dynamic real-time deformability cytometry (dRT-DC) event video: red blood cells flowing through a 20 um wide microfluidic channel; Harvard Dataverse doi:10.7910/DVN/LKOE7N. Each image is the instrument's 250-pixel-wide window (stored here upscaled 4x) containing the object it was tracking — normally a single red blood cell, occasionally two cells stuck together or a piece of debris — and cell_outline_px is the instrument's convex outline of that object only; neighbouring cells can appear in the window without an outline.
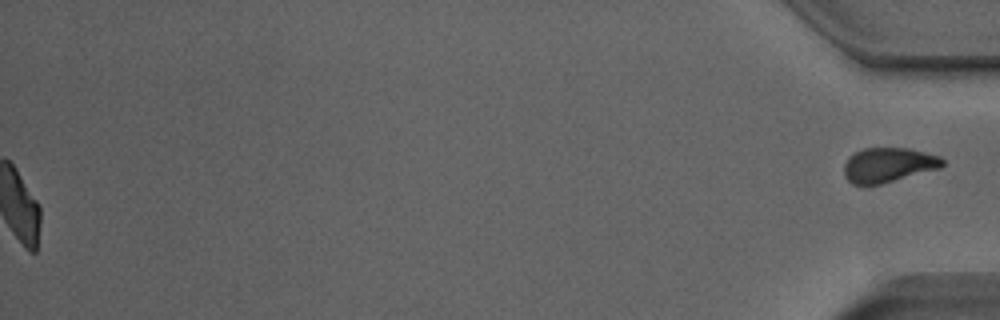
{"species": "Egyptian fruit bat (a non-hibernating species)", "species_latin": "Rousettus aegyptiacus", "temperature_condition": "room temperature", "stored_images_in_passage": 43, "segment_of_instrument_passage": [2, 2], "camera_frame_rate_fps": 3000, "um_per_image_px": 0.085, "animal": {"sex": "male"}, "frame": {"image": 1, "passage_image": 43, "time_ms": 14.0, "image_size_px": [1000, 320], "cell_outline_px": [[944, 164], [940, 168], [880, 184], [852, 184], [844, 176], [844, 164], [848, 156], [864, 148], [908, 148], [940, 156], [944, 160]], "centroid_in_image_um": [75.49, 14.01], "position_along_channel_um": 359.7, "area_um2": 19.77}}